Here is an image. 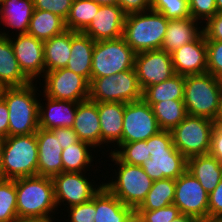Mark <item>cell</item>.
<instances>
[{"instance_id":"28","label":"cell","mask_w":222,"mask_h":222,"mask_svg":"<svg viewBox=\"0 0 222 222\" xmlns=\"http://www.w3.org/2000/svg\"><path fill=\"white\" fill-rule=\"evenodd\" d=\"M134 209L124 205L104 185L96 193L94 222H124Z\"/></svg>"},{"instance_id":"20","label":"cell","mask_w":222,"mask_h":222,"mask_svg":"<svg viewBox=\"0 0 222 222\" xmlns=\"http://www.w3.org/2000/svg\"><path fill=\"white\" fill-rule=\"evenodd\" d=\"M36 139L38 146L37 175L53 177L63 172L62 148L59 135H54L51 130L39 128Z\"/></svg>"},{"instance_id":"13","label":"cell","mask_w":222,"mask_h":222,"mask_svg":"<svg viewBox=\"0 0 222 222\" xmlns=\"http://www.w3.org/2000/svg\"><path fill=\"white\" fill-rule=\"evenodd\" d=\"M208 193L200 182L187 170L175 180L173 204L180 214L194 217L199 222L208 218Z\"/></svg>"},{"instance_id":"26","label":"cell","mask_w":222,"mask_h":222,"mask_svg":"<svg viewBox=\"0 0 222 222\" xmlns=\"http://www.w3.org/2000/svg\"><path fill=\"white\" fill-rule=\"evenodd\" d=\"M30 82L19 66L9 37L0 35V88L20 87Z\"/></svg>"},{"instance_id":"27","label":"cell","mask_w":222,"mask_h":222,"mask_svg":"<svg viewBox=\"0 0 222 222\" xmlns=\"http://www.w3.org/2000/svg\"><path fill=\"white\" fill-rule=\"evenodd\" d=\"M190 172L210 194L222 179V163L210 154L197 155L187 159Z\"/></svg>"},{"instance_id":"33","label":"cell","mask_w":222,"mask_h":222,"mask_svg":"<svg viewBox=\"0 0 222 222\" xmlns=\"http://www.w3.org/2000/svg\"><path fill=\"white\" fill-rule=\"evenodd\" d=\"M175 198V180L164 178L155 180L145 200L136 210H157L173 204Z\"/></svg>"},{"instance_id":"44","label":"cell","mask_w":222,"mask_h":222,"mask_svg":"<svg viewBox=\"0 0 222 222\" xmlns=\"http://www.w3.org/2000/svg\"><path fill=\"white\" fill-rule=\"evenodd\" d=\"M202 26L206 40L222 41V12L216 13Z\"/></svg>"},{"instance_id":"11","label":"cell","mask_w":222,"mask_h":222,"mask_svg":"<svg viewBox=\"0 0 222 222\" xmlns=\"http://www.w3.org/2000/svg\"><path fill=\"white\" fill-rule=\"evenodd\" d=\"M85 173L62 172L52 177L57 208L60 207V210L63 211L67 207L88 202L101 189L102 179L97 183L96 180H93L94 178L91 180ZM61 206H64V209Z\"/></svg>"},{"instance_id":"19","label":"cell","mask_w":222,"mask_h":222,"mask_svg":"<svg viewBox=\"0 0 222 222\" xmlns=\"http://www.w3.org/2000/svg\"><path fill=\"white\" fill-rule=\"evenodd\" d=\"M97 108L101 127V150H104L101 154L104 156L105 151L110 153L122 143L125 103L97 102ZM107 146L109 149L105 150L104 147Z\"/></svg>"},{"instance_id":"15","label":"cell","mask_w":222,"mask_h":222,"mask_svg":"<svg viewBox=\"0 0 222 222\" xmlns=\"http://www.w3.org/2000/svg\"><path fill=\"white\" fill-rule=\"evenodd\" d=\"M134 69L142 91L176 74L171 54L162 49L136 53Z\"/></svg>"},{"instance_id":"46","label":"cell","mask_w":222,"mask_h":222,"mask_svg":"<svg viewBox=\"0 0 222 222\" xmlns=\"http://www.w3.org/2000/svg\"><path fill=\"white\" fill-rule=\"evenodd\" d=\"M118 5L128 15L140 13L151 9V0H118Z\"/></svg>"},{"instance_id":"42","label":"cell","mask_w":222,"mask_h":222,"mask_svg":"<svg viewBox=\"0 0 222 222\" xmlns=\"http://www.w3.org/2000/svg\"><path fill=\"white\" fill-rule=\"evenodd\" d=\"M142 216L143 222H171L179 214V209L174 204L157 210H137Z\"/></svg>"},{"instance_id":"36","label":"cell","mask_w":222,"mask_h":222,"mask_svg":"<svg viewBox=\"0 0 222 222\" xmlns=\"http://www.w3.org/2000/svg\"><path fill=\"white\" fill-rule=\"evenodd\" d=\"M17 216L16 179H0V222H12Z\"/></svg>"},{"instance_id":"16","label":"cell","mask_w":222,"mask_h":222,"mask_svg":"<svg viewBox=\"0 0 222 222\" xmlns=\"http://www.w3.org/2000/svg\"><path fill=\"white\" fill-rule=\"evenodd\" d=\"M9 39L22 72L32 82H39L45 74L43 41L29 34H16Z\"/></svg>"},{"instance_id":"8","label":"cell","mask_w":222,"mask_h":222,"mask_svg":"<svg viewBox=\"0 0 222 222\" xmlns=\"http://www.w3.org/2000/svg\"><path fill=\"white\" fill-rule=\"evenodd\" d=\"M88 99L94 102L129 103L143 99L135 69L91 79Z\"/></svg>"},{"instance_id":"57","label":"cell","mask_w":222,"mask_h":222,"mask_svg":"<svg viewBox=\"0 0 222 222\" xmlns=\"http://www.w3.org/2000/svg\"><path fill=\"white\" fill-rule=\"evenodd\" d=\"M203 222H222V218H207Z\"/></svg>"},{"instance_id":"43","label":"cell","mask_w":222,"mask_h":222,"mask_svg":"<svg viewBox=\"0 0 222 222\" xmlns=\"http://www.w3.org/2000/svg\"><path fill=\"white\" fill-rule=\"evenodd\" d=\"M73 0H33L34 9L46 10L67 19Z\"/></svg>"},{"instance_id":"48","label":"cell","mask_w":222,"mask_h":222,"mask_svg":"<svg viewBox=\"0 0 222 222\" xmlns=\"http://www.w3.org/2000/svg\"><path fill=\"white\" fill-rule=\"evenodd\" d=\"M51 131L54 135H59V142L62 149H66L79 141L73 128H54Z\"/></svg>"},{"instance_id":"10","label":"cell","mask_w":222,"mask_h":222,"mask_svg":"<svg viewBox=\"0 0 222 222\" xmlns=\"http://www.w3.org/2000/svg\"><path fill=\"white\" fill-rule=\"evenodd\" d=\"M215 124L216 122L204 117L187 115L170 131L174 146L187 159L209 154Z\"/></svg>"},{"instance_id":"31","label":"cell","mask_w":222,"mask_h":222,"mask_svg":"<svg viewBox=\"0 0 222 222\" xmlns=\"http://www.w3.org/2000/svg\"><path fill=\"white\" fill-rule=\"evenodd\" d=\"M65 30L67 29L63 18L46 10L34 9L27 34L45 41Z\"/></svg>"},{"instance_id":"39","label":"cell","mask_w":222,"mask_h":222,"mask_svg":"<svg viewBox=\"0 0 222 222\" xmlns=\"http://www.w3.org/2000/svg\"><path fill=\"white\" fill-rule=\"evenodd\" d=\"M207 73L222 81V41L206 40Z\"/></svg>"},{"instance_id":"52","label":"cell","mask_w":222,"mask_h":222,"mask_svg":"<svg viewBox=\"0 0 222 222\" xmlns=\"http://www.w3.org/2000/svg\"><path fill=\"white\" fill-rule=\"evenodd\" d=\"M171 222H199V221L192 216L185 215V214H179Z\"/></svg>"},{"instance_id":"14","label":"cell","mask_w":222,"mask_h":222,"mask_svg":"<svg viewBox=\"0 0 222 222\" xmlns=\"http://www.w3.org/2000/svg\"><path fill=\"white\" fill-rule=\"evenodd\" d=\"M159 131L152 108L144 99L125 103L122 143L146 141Z\"/></svg>"},{"instance_id":"34","label":"cell","mask_w":222,"mask_h":222,"mask_svg":"<svg viewBox=\"0 0 222 222\" xmlns=\"http://www.w3.org/2000/svg\"><path fill=\"white\" fill-rule=\"evenodd\" d=\"M152 111L161 130L171 131L188 115L184 101L169 100L154 103Z\"/></svg>"},{"instance_id":"53","label":"cell","mask_w":222,"mask_h":222,"mask_svg":"<svg viewBox=\"0 0 222 222\" xmlns=\"http://www.w3.org/2000/svg\"><path fill=\"white\" fill-rule=\"evenodd\" d=\"M217 123L222 124V81H221V88H220V94H219V102H218V118Z\"/></svg>"},{"instance_id":"17","label":"cell","mask_w":222,"mask_h":222,"mask_svg":"<svg viewBox=\"0 0 222 222\" xmlns=\"http://www.w3.org/2000/svg\"><path fill=\"white\" fill-rule=\"evenodd\" d=\"M176 74L182 76L207 73V46L203 32L190 43L171 53Z\"/></svg>"},{"instance_id":"6","label":"cell","mask_w":222,"mask_h":222,"mask_svg":"<svg viewBox=\"0 0 222 222\" xmlns=\"http://www.w3.org/2000/svg\"><path fill=\"white\" fill-rule=\"evenodd\" d=\"M2 140L3 179L15 180L37 175L36 134L10 136Z\"/></svg>"},{"instance_id":"2","label":"cell","mask_w":222,"mask_h":222,"mask_svg":"<svg viewBox=\"0 0 222 222\" xmlns=\"http://www.w3.org/2000/svg\"><path fill=\"white\" fill-rule=\"evenodd\" d=\"M107 155L109 156L106 158L110 157L108 160H111L112 164L114 163L113 167L116 168H114V171L113 169L111 170L115 175L112 173L107 175L109 180L104 175L103 185L124 205L136 210L145 200L154 181L145 173L141 166L124 163L112 152Z\"/></svg>"},{"instance_id":"51","label":"cell","mask_w":222,"mask_h":222,"mask_svg":"<svg viewBox=\"0 0 222 222\" xmlns=\"http://www.w3.org/2000/svg\"><path fill=\"white\" fill-rule=\"evenodd\" d=\"M124 222H143L142 216L137 210H133L124 220Z\"/></svg>"},{"instance_id":"38","label":"cell","mask_w":222,"mask_h":222,"mask_svg":"<svg viewBox=\"0 0 222 222\" xmlns=\"http://www.w3.org/2000/svg\"><path fill=\"white\" fill-rule=\"evenodd\" d=\"M151 9L169 20L190 17L188 0H151Z\"/></svg>"},{"instance_id":"21","label":"cell","mask_w":222,"mask_h":222,"mask_svg":"<svg viewBox=\"0 0 222 222\" xmlns=\"http://www.w3.org/2000/svg\"><path fill=\"white\" fill-rule=\"evenodd\" d=\"M40 96L44 99L40 97L39 100V128L51 130L73 127L78 102L51 99L42 91Z\"/></svg>"},{"instance_id":"37","label":"cell","mask_w":222,"mask_h":222,"mask_svg":"<svg viewBox=\"0 0 222 222\" xmlns=\"http://www.w3.org/2000/svg\"><path fill=\"white\" fill-rule=\"evenodd\" d=\"M122 162L141 166L150 158V152L146 141H135L129 143H121L115 150L111 151Z\"/></svg>"},{"instance_id":"40","label":"cell","mask_w":222,"mask_h":222,"mask_svg":"<svg viewBox=\"0 0 222 222\" xmlns=\"http://www.w3.org/2000/svg\"><path fill=\"white\" fill-rule=\"evenodd\" d=\"M67 222H94L96 214V194L85 203L67 207Z\"/></svg>"},{"instance_id":"35","label":"cell","mask_w":222,"mask_h":222,"mask_svg":"<svg viewBox=\"0 0 222 222\" xmlns=\"http://www.w3.org/2000/svg\"><path fill=\"white\" fill-rule=\"evenodd\" d=\"M100 6L92 0H73L70 13L65 20L66 29L83 32L93 20Z\"/></svg>"},{"instance_id":"22","label":"cell","mask_w":222,"mask_h":222,"mask_svg":"<svg viewBox=\"0 0 222 222\" xmlns=\"http://www.w3.org/2000/svg\"><path fill=\"white\" fill-rule=\"evenodd\" d=\"M33 12V0H1L0 26H3L4 29H9H5V32L1 27L0 35L10 37L12 34H27ZM10 29L12 30V33Z\"/></svg>"},{"instance_id":"55","label":"cell","mask_w":222,"mask_h":222,"mask_svg":"<svg viewBox=\"0 0 222 222\" xmlns=\"http://www.w3.org/2000/svg\"><path fill=\"white\" fill-rule=\"evenodd\" d=\"M2 150H3V140L0 138V179H3Z\"/></svg>"},{"instance_id":"25","label":"cell","mask_w":222,"mask_h":222,"mask_svg":"<svg viewBox=\"0 0 222 222\" xmlns=\"http://www.w3.org/2000/svg\"><path fill=\"white\" fill-rule=\"evenodd\" d=\"M95 41L83 32L71 31V54L66 68L91 80L92 53Z\"/></svg>"},{"instance_id":"3","label":"cell","mask_w":222,"mask_h":222,"mask_svg":"<svg viewBox=\"0 0 222 222\" xmlns=\"http://www.w3.org/2000/svg\"><path fill=\"white\" fill-rule=\"evenodd\" d=\"M16 193L18 216L56 218L54 215L59 214L51 177L35 175L18 178Z\"/></svg>"},{"instance_id":"18","label":"cell","mask_w":222,"mask_h":222,"mask_svg":"<svg viewBox=\"0 0 222 222\" xmlns=\"http://www.w3.org/2000/svg\"><path fill=\"white\" fill-rule=\"evenodd\" d=\"M125 17L119 5H102L83 33L95 42L121 38Z\"/></svg>"},{"instance_id":"41","label":"cell","mask_w":222,"mask_h":222,"mask_svg":"<svg viewBox=\"0 0 222 222\" xmlns=\"http://www.w3.org/2000/svg\"><path fill=\"white\" fill-rule=\"evenodd\" d=\"M190 16L202 25L216 13V0H188Z\"/></svg>"},{"instance_id":"49","label":"cell","mask_w":222,"mask_h":222,"mask_svg":"<svg viewBox=\"0 0 222 222\" xmlns=\"http://www.w3.org/2000/svg\"><path fill=\"white\" fill-rule=\"evenodd\" d=\"M9 137V111L5 100L0 96V138Z\"/></svg>"},{"instance_id":"7","label":"cell","mask_w":222,"mask_h":222,"mask_svg":"<svg viewBox=\"0 0 222 222\" xmlns=\"http://www.w3.org/2000/svg\"><path fill=\"white\" fill-rule=\"evenodd\" d=\"M221 81L210 73L185 76L183 101L188 115L217 123Z\"/></svg>"},{"instance_id":"24","label":"cell","mask_w":222,"mask_h":222,"mask_svg":"<svg viewBox=\"0 0 222 222\" xmlns=\"http://www.w3.org/2000/svg\"><path fill=\"white\" fill-rule=\"evenodd\" d=\"M202 24L194 18L168 19L161 49L172 53L184 44L194 41L202 32Z\"/></svg>"},{"instance_id":"9","label":"cell","mask_w":222,"mask_h":222,"mask_svg":"<svg viewBox=\"0 0 222 222\" xmlns=\"http://www.w3.org/2000/svg\"><path fill=\"white\" fill-rule=\"evenodd\" d=\"M135 56L136 52L123 37L95 42L92 53L91 79L134 69Z\"/></svg>"},{"instance_id":"5","label":"cell","mask_w":222,"mask_h":222,"mask_svg":"<svg viewBox=\"0 0 222 222\" xmlns=\"http://www.w3.org/2000/svg\"><path fill=\"white\" fill-rule=\"evenodd\" d=\"M168 19L152 9L126 15L123 38L136 52L161 49Z\"/></svg>"},{"instance_id":"47","label":"cell","mask_w":222,"mask_h":222,"mask_svg":"<svg viewBox=\"0 0 222 222\" xmlns=\"http://www.w3.org/2000/svg\"><path fill=\"white\" fill-rule=\"evenodd\" d=\"M209 154L222 163V124L216 123L212 132Z\"/></svg>"},{"instance_id":"45","label":"cell","mask_w":222,"mask_h":222,"mask_svg":"<svg viewBox=\"0 0 222 222\" xmlns=\"http://www.w3.org/2000/svg\"><path fill=\"white\" fill-rule=\"evenodd\" d=\"M208 218H222V179L208 195Z\"/></svg>"},{"instance_id":"29","label":"cell","mask_w":222,"mask_h":222,"mask_svg":"<svg viewBox=\"0 0 222 222\" xmlns=\"http://www.w3.org/2000/svg\"><path fill=\"white\" fill-rule=\"evenodd\" d=\"M45 72L65 68L71 52V30L43 41Z\"/></svg>"},{"instance_id":"23","label":"cell","mask_w":222,"mask_h":222,"mask_svg":"<svg viewBox=\"0 0 222 222\" xmlns=\"http://www.w3.org/2000/svg\"><path fill=\"white\" fill-rule=\"evenodd\" d=\"M73 130L80 141L90 144L101 151V127L97 102L90 99L78 102ZM97 148V149H96Z\"/></svg>"},{"instance_id":"56","label":"cell","mask_w":222,"mask_h":222,"mask_svg":"<svg viewBox=\"0 0 222 222\" xmlns=\"http://www.w3.org/2000/svg\"><path fill=\"white\" fill-rule=\"evenodd\" d=\"M216 8L218 12H222V0H216Z\"/></svg>"},{"instance_id":"4","label":"cell","mask_w":222,"mask_h":222,"mask_svg":"<svg viewBox=\"0 0 222 222\" xmlns=\"http://www.w3.org/2000/svg\"><path fill=\"white\" fill-rule=\"evenodd\" d=\"M150 158L141 167L153 180H176L187 170V158L173 144L170 131L161 130L147 140Z\"/></svg>"},{"instance_id":"50","label":"cell","mask_w":222,"mask_h":222,"mask_svg":"<svg viewBox=\"0 0 222 222\" xmlns=\"http://www.w3.org/2000/svg\"><path fill=\"white\" fill-rule=\"evenodd\" d=\"M56 218L17 216L12 222H55Z\"/></svg>"},{"instance_id":"54","label":"cell","mask_w":222,"mask_h":222,"mask_svg":"<svg viewBox=\"0 0 222 222\" xmlns=\"http://www.w3.org/2000/svg\"><path fill=\"white\" fill-rule=\"evenodd\" d=\"M98 5H118V0H92Z\"/></svg>"},{"instance_id":"32","label":"cell","mask_w":222,"mask_h":222,"mask_svg":"<svg viewBox=\"0 0 222 222\" xmlns=\"http://www.w3.org/2000/svg\"><path fill=\"white\" fill-rule=\"evenodd\" d=\"M185 76L175 74L164 82L147 87L143 91V99L152 106L162 101H183Z\"/></svg>"},{"instance_id":"12","label":"cell","mask_w":222,"mask_h":222,"mask_svg":"<svg viewBox=\"0 0 222 222\" xmlns=\"http://www.w3.org/2000/svg\"><path fill=\"white\" fill-rule=\"evenodd\" d=\"M40 82L42 93L51 99L81 102L89 96V82L66 67L45 72Z\"/></svg>"},{"instance_id":"1","label":"cell","mask_w":222,"mask_h":222,"mask_svg":"<svg viewBox=\"0 0 222 222\" xmlns=\"http://www.w3.org/2000/svg\"><path fill=\"white\" fill-rule=\"evenodd\" d=\"M37 83L0 88V96L5 100L9 111V137L29 135L39 129L41 90Z\"/></svg>"},{"instance_id":"30","label":"cell","mask_w":222,"mask_h":222,"mask_svg":"<svg viewBox=\"0 0 222 222\" xmlns=\"http://www.w3.org/2000/svg\"><path fill=\"white\" fill-rule=\"evenodd\" d=\"M92 151H94V153L97 151L96 153L98 154L99 149L94 150L90 144L80 140L66 149H63L61 154L63 172L89 171V173L86 174H90V170L93 171V168H96L93 166V161L97 160L98 158L96 156L94 157V153ZM91 166L93 167L92 169H90Z\"/></svg>"}]
</instances>
